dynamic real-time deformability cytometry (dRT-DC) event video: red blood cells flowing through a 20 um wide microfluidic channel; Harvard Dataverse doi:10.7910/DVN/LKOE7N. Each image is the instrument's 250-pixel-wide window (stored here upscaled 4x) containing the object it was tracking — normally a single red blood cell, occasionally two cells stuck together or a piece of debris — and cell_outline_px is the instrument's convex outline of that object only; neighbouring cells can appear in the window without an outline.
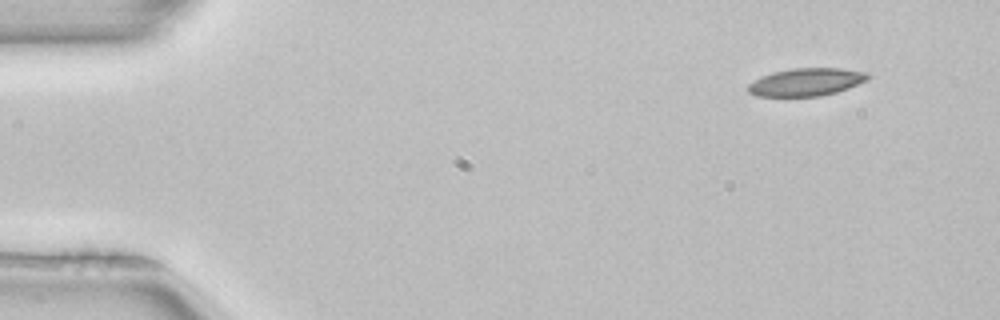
{"species": "common noctule bat (a hibernating species)", "species_latin": "Nyctalus noctula", "temperature_condition": "room temperature", "stored_images_in_passage": 4, "camera_frame_rate_fps": 3000, "um_per_image_px": 0.085, "animal": {"sex": "female", "body_mass_g": 22.7, "forearm_length_mm": 54.2}, "frame": {"image": 1, "passage_image": 1, "time_ms": 0.0, "image_size_px": [1000, 320], "cell_outline_px": [[872, 76], [868, 80], [848, 88], [836, 92], [820, 96], [756, 96], [748, 92], [748, 84], [760, 76], [772, 72], [792, 68], [840, 68], [868, 72]], "centroid_in_image_um": [68.54, 6.96], "position_along_channel_um": 16.5, "area_um2": 19.54}}